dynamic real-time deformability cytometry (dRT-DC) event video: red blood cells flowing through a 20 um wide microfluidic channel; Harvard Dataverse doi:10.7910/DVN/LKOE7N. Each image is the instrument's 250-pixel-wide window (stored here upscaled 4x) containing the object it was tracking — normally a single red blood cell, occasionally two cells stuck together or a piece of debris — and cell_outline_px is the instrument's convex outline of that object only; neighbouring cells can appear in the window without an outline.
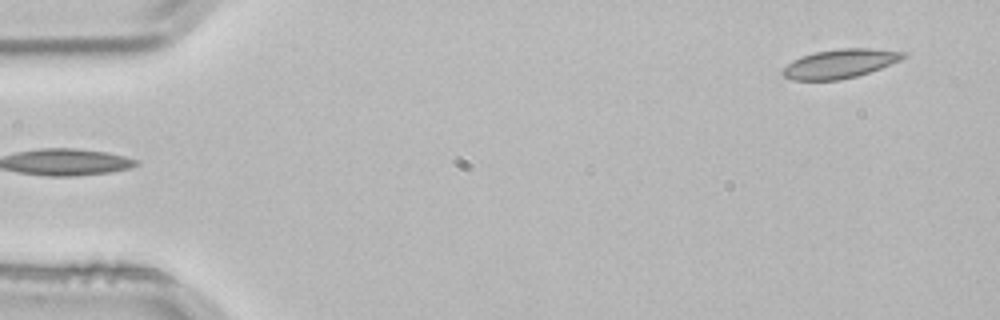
{"species": "common noctule bat (a hibernating species)", "species_latin": "Nyctalus noctula", "temperature_condition": "room temperature", "stored_images_in_passage": 5, "segment_of_instrument_passage": [2, 2], "camera_frame_rate_fps": 3000, "um_per_image_px": 0.085, "animal": {"sex": "male", "body_mass_g": 21.5, "forearm_length_mm": 52.0}, "frame": {"image": 1, "passage_image": 5, "time_ms": 1.333, "image_size_px": [1000, 320], "cell_outline_px": [[908, 56], [900, 60], [880, 68], [856, 76], [840, 80], [792, 80], [784, 76], [780, 72], [792, 60], [800, 56], [816, 52], [840, 48], [872, 48], [908, 52]], "centroid_in_image_um": [71.41, 5.4], "position_along_channel_um": 13.6, "area_um2": 20.4}}